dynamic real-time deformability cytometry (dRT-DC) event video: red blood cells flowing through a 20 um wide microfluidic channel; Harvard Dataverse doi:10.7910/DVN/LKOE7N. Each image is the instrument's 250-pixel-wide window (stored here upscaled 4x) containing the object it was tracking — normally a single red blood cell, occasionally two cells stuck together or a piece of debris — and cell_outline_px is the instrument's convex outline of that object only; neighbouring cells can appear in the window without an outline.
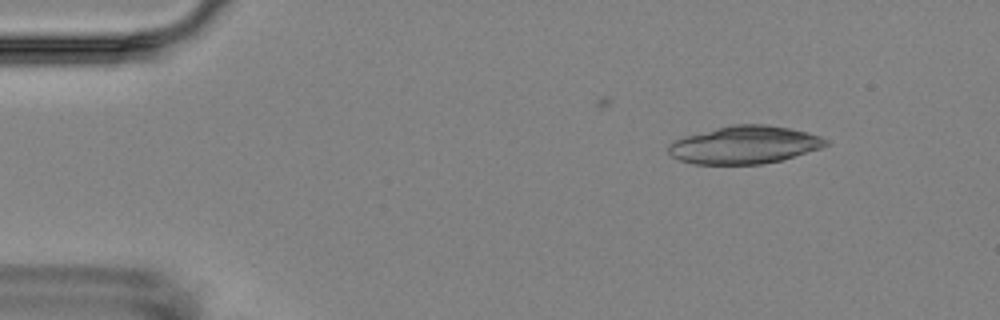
{"species": "Egyptian fruit bat (a non-hibernating species)", "species_latin": "Rousettus aegyptiacus", "temperature_condition": "room temperature", "stored_images_in_passage": 15, "camera_frame_rate_fps": 3000, "um_per_image_px": 0.085, "animal": {"sex": "female"}, "frame": {"image": 1, "passage_image": 1, "time_ms": 0.0, "image_size_px": [1000, 320], "cell_outline_px": [[828, 144], [820, 148], [780, 160], [760, 164], [692, 164], [680, 160], [672, 156], [668, 152], [668, 144], [672, 140], [684, 136], [732, 124], [764, 124], [792, 128], [808, 132], [820, 136], [828, 140]], "centroid_in_image_um": [63.25, 12.3], "position_along_channel_um": 21.7, "area_um2": 34.62}}